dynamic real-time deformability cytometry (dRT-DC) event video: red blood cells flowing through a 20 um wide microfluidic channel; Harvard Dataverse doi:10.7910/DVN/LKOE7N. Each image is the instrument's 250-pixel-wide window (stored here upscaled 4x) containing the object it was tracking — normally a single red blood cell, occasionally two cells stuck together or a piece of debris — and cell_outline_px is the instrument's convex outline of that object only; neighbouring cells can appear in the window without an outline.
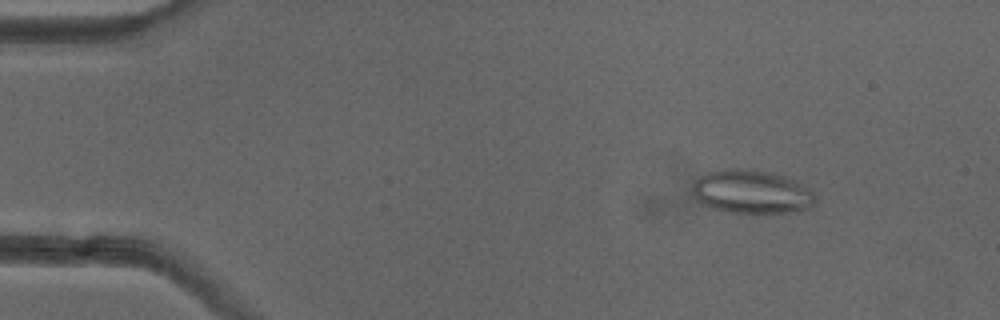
{"species": "common noctule bat (a hibernating species)", "species_latin": "Nyctalus noctula", "temperature_condition": "cold", "stored_images_in_passage": 52, "camera_frame_rate_fps": 3000, "um_per_image_px": 0.085, "animal": {"sex": "female"}, "frame": {"image": 1, "passage_image": 7, "time_ms": 2.0, "image_size_px": [1000, 320], "cell_outline_px": [[816, 200], [808, 208], [796, 212], [728, 212], [712, 208], [700, 204], [696, 200], [692, 188], [696, 180], [700, 176], [708, 172], [736, 168], [776, 172], [808, 188], [816, 196]], "centroid_in_image_um": [63.87, 16.3], "position_along_channel_um": 21.1, "area_um2": 30.98}}
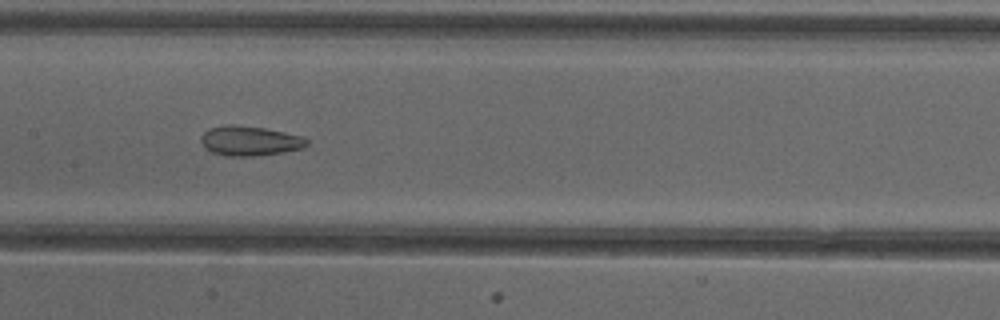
{"frame": {"image": 2, "passage_image": 26, "time_ms": 8.333, "image_size_px": [1000, 320], "cell_outline_px": [[308, 144], [304, 148], [284, 152], [256, 156], [224, 156], [212, 152], [204, 148], [200, 140], [200, 136], [208, 128], [228, 124], [232, 124], [264, 128], [304, 136], [308, 140]], "centroid_in_image_um": [21.22, 11.97], "position_along_channel_um": 186.2, "area_um2": 18.61}}
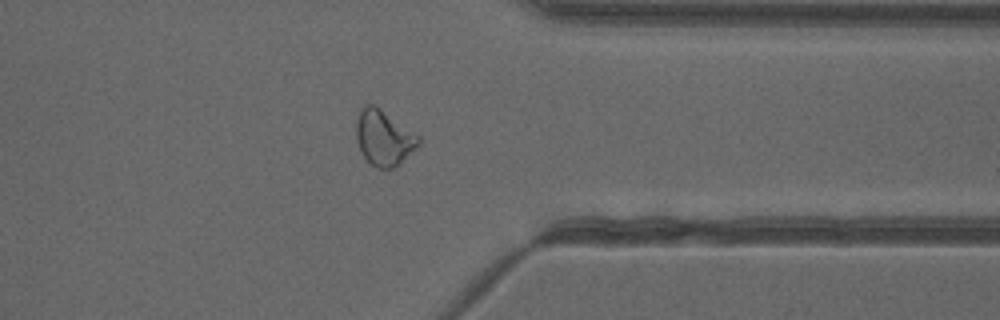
{"frame": {"image": 3, "passage_image": 41, "time_ms": 13.333, "image_size_px": [1000, 320], "cell_outline_px": [[420, 144], [400, 164], [392, 168], [376, 168], [360, 152], [356, 140], [356, 120], [360, 108], [364, 104], [372, 104], [380, 108], [420, 136]], "centroid_in_image_um": [32.61, 11.7], "position_along_channel_um": 378.8, "area_um2": 20.23}, "authors_computed_cell_mechanics": {"area_um2": 21.675, "velocity_mm_per_s": 3.9899, "shape_relaxation_time_tau1_ms": null, "shape_relaxation_time_tau2_ms": 2.2363, "deformation_change_tau1": null, "deformation_change_tau2": 0.1007}}